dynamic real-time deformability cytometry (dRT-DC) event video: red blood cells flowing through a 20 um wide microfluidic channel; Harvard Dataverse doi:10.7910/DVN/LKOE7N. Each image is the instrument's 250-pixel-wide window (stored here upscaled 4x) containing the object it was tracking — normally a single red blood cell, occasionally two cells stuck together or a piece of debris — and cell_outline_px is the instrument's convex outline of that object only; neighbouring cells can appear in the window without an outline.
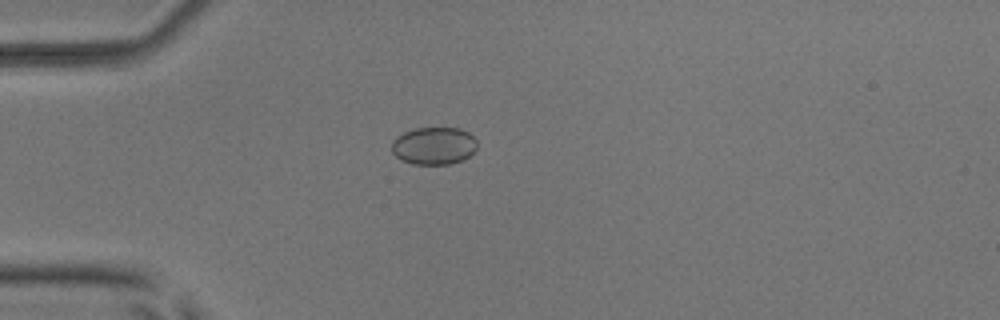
{"species": "common noctule bat (a hibernating species)", "species_latin": "Nyctalus noctula", "temperature_condition": "room temperature", "stored_images_in_passage": 5, "camera_frame_rate_fps": 3000, "um_per_image_px": 0.085, "animal": {"sex": "male", "body_mass_g": 17.9, "forearm_length_mm": 54.2}, "frame": {"image": 1, "passage_image": 4, "time_ms": 1.0, "image_size_px": [1000, 320], "cell_outline_px": [[476, 148], [468, 156], [460, 160], [448, 164], [412, 164], [400, 160], [392, 152], [392, 140], [396, 136], [404, 132], [416, 128], [460, 128], [468, 132], [476, 140]], "centroid_in_image_um": [36.84, 12.39], "position_along_channel_um": 48.2, "area_um2": 18.61}}